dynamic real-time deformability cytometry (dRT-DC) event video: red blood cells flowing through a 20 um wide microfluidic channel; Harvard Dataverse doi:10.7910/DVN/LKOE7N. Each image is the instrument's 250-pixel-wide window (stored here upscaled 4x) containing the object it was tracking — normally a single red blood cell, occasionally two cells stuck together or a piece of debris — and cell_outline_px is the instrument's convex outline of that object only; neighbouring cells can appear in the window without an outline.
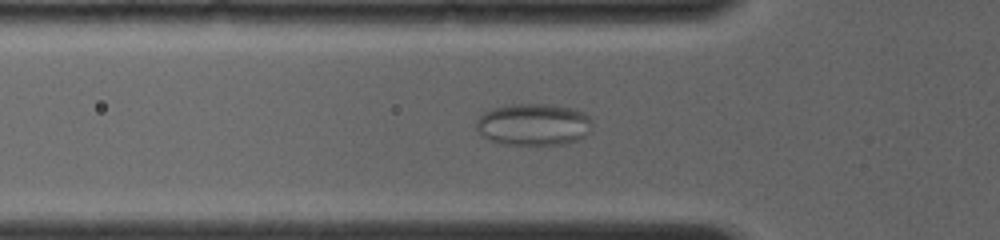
{"species": "common noctule bat (a hibernating species)", "species_latin": "Nyctalus noctula", "temperature_condition": "room temperature", "stored_images_in_passage": 64, "camera_frame_rate_fps": 4000, "um_per_image_px": 0.085, "animal": {"sex": "female", "body_mass_g": 19.0, "forearm_length_mm": 56.7}, "frame": {"image": 1, "passage_image": 21, "time_ms": 5.25, "image_size_px": [1000, 240], "cell_outline_px": [[592, 132], [580, 140], [564, 144], [500, 144], [488, 140], [480, 136], [476, 128], [476, 120], [484, 112], [492, 108], [508, 104], [556, 104], [576, 108], [584, 112], [592, 120]], "centroid_in_image_um": [45.38, 10.57], "position_along_channel_um": 80.4, "area_um2": 29.13}}
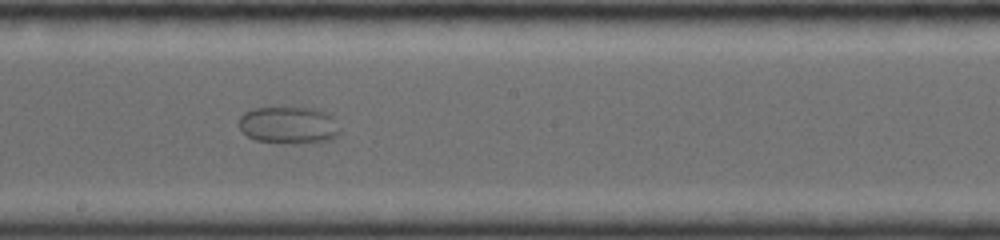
{"frame": {"image": 2, "passage_image": 36, "time_ms": 9.0, "image_size_px": [1000, 240], "cell_outline_px": [[340, 132], [332, 140], [292, 144], [256, 140], [248, 136], [240, 128], [240, 116], [244, 112], [252, 108], [320, 108], [332, 112], [340, 128]], "centroid_in_image_um": [24.62, 10.62], "position_along_channel_um": 223.6, "area_um2": 22.25}}
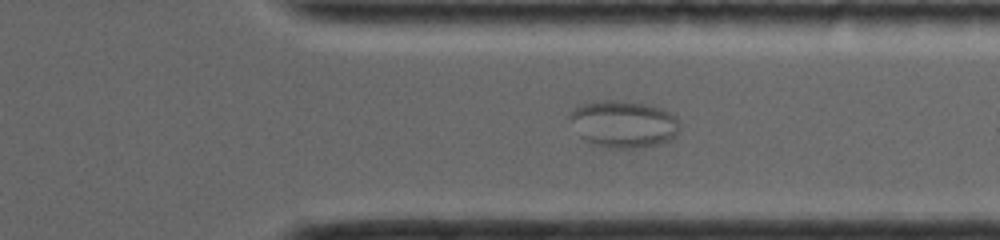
{"frame": {"image": 3, "passage_image": 52, "time_ms": 12.5, "image_size_px": [1000, 240], "cell_outline_px": [[680, 128], [676, 136], [660, 144], [636, 148], [604, 148], [584, 140], [580, 136], [568, 116], [568, 112], [580, 104], [600, 100], [620, 100], [644, 104], [660, 108], [676, 116], [680, 124]], "centroid_in_image_um": [52.98, 10.54], "position_along_channel_um": 358.4, "area_um2": 30.35}}